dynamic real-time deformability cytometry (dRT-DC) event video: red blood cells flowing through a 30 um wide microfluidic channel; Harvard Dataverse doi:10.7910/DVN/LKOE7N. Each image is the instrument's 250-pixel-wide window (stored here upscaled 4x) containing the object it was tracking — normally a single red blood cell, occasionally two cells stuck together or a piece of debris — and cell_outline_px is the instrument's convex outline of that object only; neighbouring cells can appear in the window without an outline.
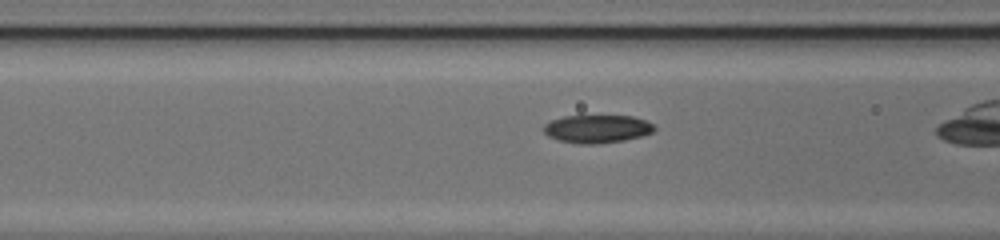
{"species": "common noctule bat (a hibernating species)", "species_latin": "Nyctalus noctula", "temperature_condition": "cold", "stored_images_in_passage": 20, "camera_frame_rate_fps": 3000, "um_per_image_px": 0.085, "animal": {"sex": "female", "body_mass_g": 17.0, "forearm_length_mm": 48.0}, "frame": {"image": 1, "passage_image": 12, "time_ms": 3.667, "image_size_px": [1000, 240], "cell_outline_px": [[656, 128], [652, 132], [644, 136], [624, 140], [600, 144], [576, 144], [560, 140], [548, 136], [544, 132], [544, 124], [552, 120], [564, 116], [632, 116], [644, 120], [652, 124]], "centroid_in_image_um": [50.76, 10.96], "position_along_channel_um": 115.8, "area_um2": 18.09}}
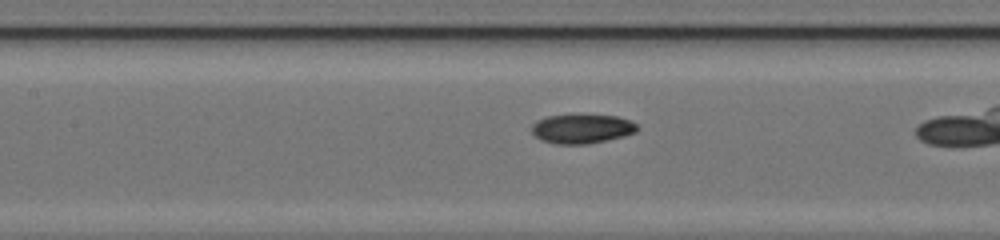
{"frame": {"image": 2, "passage_image": 15, "time_ms": 4.667, "image_size_px": [1000, 240], "cell_outline_px": [[640, 128], [636, 132], [624, 136], [588, 144], [556, 144], [540, 140], [532, 132], [532, 124], [536, 120], [548, 116], [616, 116], [632, 120]], "centroid_in_image_um": [49.48, 10.96], "position_along_channel_um": 157.9, "area_um2": 17.8}}